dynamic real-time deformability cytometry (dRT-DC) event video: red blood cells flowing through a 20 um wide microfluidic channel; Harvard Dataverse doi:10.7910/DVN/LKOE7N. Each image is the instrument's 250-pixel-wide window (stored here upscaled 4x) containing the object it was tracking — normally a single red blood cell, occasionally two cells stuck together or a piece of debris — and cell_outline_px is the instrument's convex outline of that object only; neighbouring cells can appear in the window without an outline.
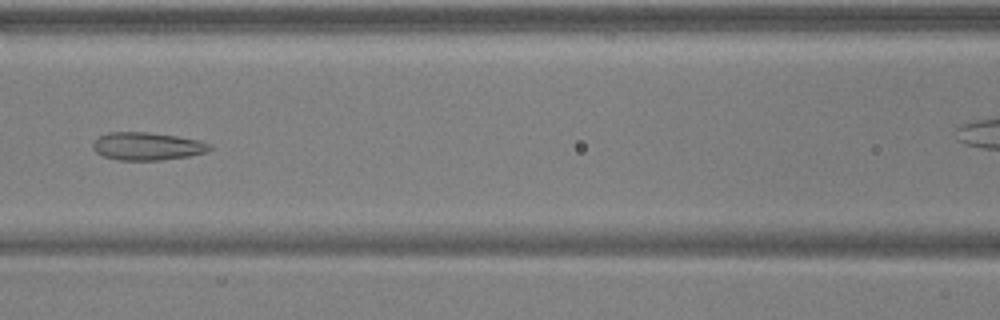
{"species": "common noctule bat (a hibernating species)", "species_latin": "Nyctalus noctula", "temperature_condition": "warm", "stored_images_in_passage": 8, "camera_frame_rate_fps": 3000, "um_per_image_px": 0.085, "animal": {"sex": "male", "body_mass_g": 17.9, "forearm_length_mm": 54.2}, "frame": {"image": 1, "passage_image": 7, "time_ms": 2.0, "image_size_px": [1000, 320], "cell_outline_px": [[212, 148], [208, 152], [188, 156], [160, 160], [120, 160], [104, 156], [96, 152], [92, 148], [92, 144], [100, 136], [108, 132], [144, 132], [176, 136], [200, 140], [212, 144]], "centroid_in_image_um": [12.54, 12.43], "position_along_channel_um": 154.1, "area_um2": 18.9}}